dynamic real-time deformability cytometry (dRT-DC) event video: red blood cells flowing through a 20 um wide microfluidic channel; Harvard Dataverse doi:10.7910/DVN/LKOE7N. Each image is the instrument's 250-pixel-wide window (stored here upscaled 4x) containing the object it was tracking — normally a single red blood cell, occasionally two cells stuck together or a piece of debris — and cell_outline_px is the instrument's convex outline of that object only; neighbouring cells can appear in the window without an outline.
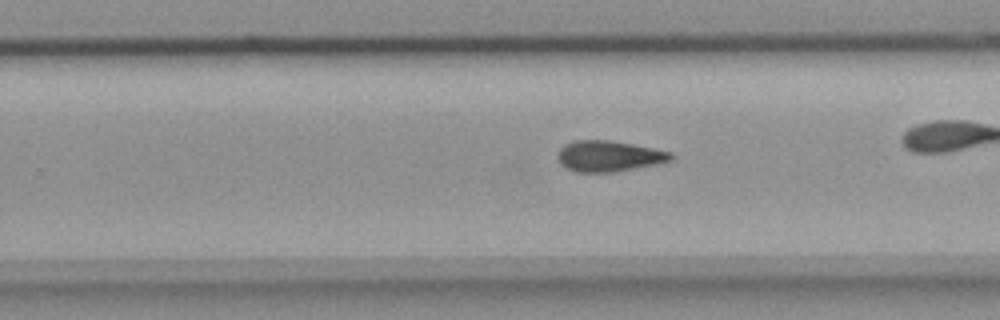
{"species": "common noctule bat (a hibernating species)", "species_latin": "Nyctalus noctula", "temperature_condition": "room temperature", "stored_images_in_passage": 28, "camera_frame_rate_fps": 3000, "um_per_image_px": 0.085, "animal": {"sex": "female", "body_mass_g": 18.4}, "frame": {"image": 1, "passage_image": 16, "time_ms": 5.0, "image_size_px": [1000, 320], "cell_outline_px": [[676, 156], [672, 160], [656, 164], [612, 172], [576, 172], [560, 164], [556, 156], [560, 148], [564, 144], [572, 140], [608, 140], [632, 144], [672, 152]], "centroid_in_image_um": [51.73, 13.26], "position_along_channel_um": 278.1, "area_um2": 20.4}}